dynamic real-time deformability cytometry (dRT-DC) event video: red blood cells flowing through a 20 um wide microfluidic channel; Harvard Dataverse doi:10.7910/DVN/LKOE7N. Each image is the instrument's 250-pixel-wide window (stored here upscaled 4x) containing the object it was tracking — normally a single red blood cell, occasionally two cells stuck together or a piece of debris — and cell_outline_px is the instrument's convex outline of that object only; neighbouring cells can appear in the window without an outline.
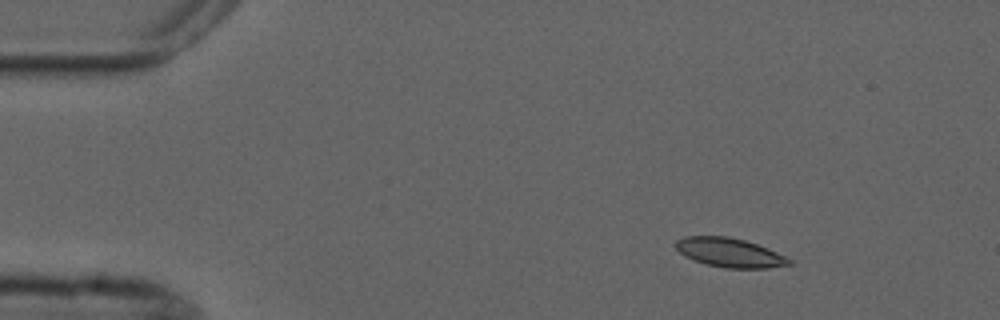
{"species": "common noctule bat (a hibernating species)", "species_latin": "Nyctalus noctula", "temperature_condition": "cold", "stored_images_in_passage": 9, "camera_frame_rate_fps": 3000, "um_per_image_px": 0.085, "animal": {"sex": "male", "forearm_length_mm": 52.5}, "frame": {"image": 1, "passage_image": 2, "time_ms": 1.333, "image_size_px": [1000, 320], "cell_outline_px": [[792, 264], [768, 268], [724, 268], [708, 264], [684, 256], [676, 248], [676, 240], [684, 236], [728, 236], [744, 240], [768, 248], [792, 260]], "centroid_in_image_um": [62.02, 21.47], "position_along_channel_um": 23.0, "area_um2": 19.07}}
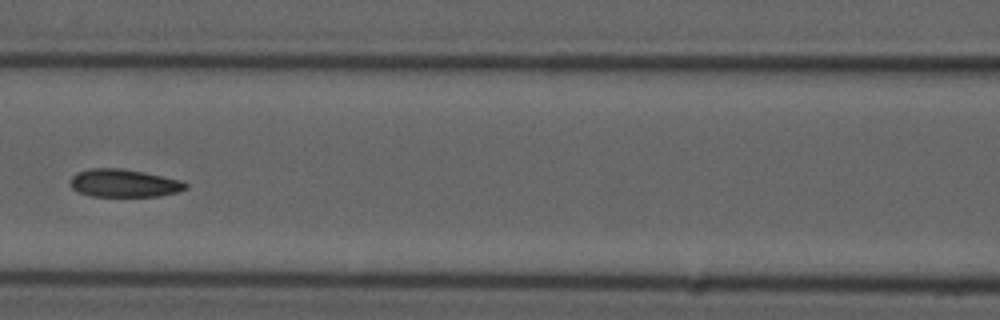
{"frame": {"image": 2, "passage_image": 6, "time_ms": 7.0, "image_size_px": [1000, 320], "cell_outline_px": [[188, 188], [176, 192], [156, 196], [92, 196], [76, 192], [72, 188], [68, 180], [72, 176], [80, 172], [92, 168], [120, 168], [144, 172], [180, 180], [188, 184]], "centroid_in_image_um": [10.5, 15.57], "position_along_channel_um": 156.1, "area_um2": 18.67}}
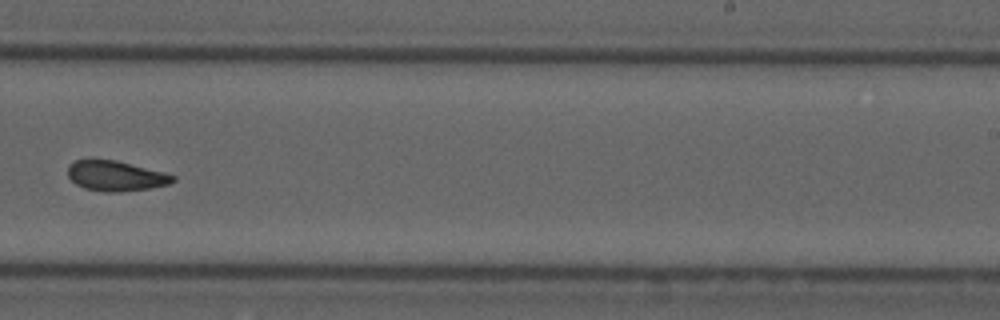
{"frame": {"image": 3, "passage_image": 9, "time_ms": 10.333, "image_size_px": [1000, 320], "cell_outline_px": [[176, 180], [168, 184], [148, 188], [120, 192], [104, 192], [84, 188], [76, 184], [68, 176], [68, 164], [76, 160], [116, 160], [164, 172], [176, 176]], "centroid_in_image_um": [9.83, 14.95], "position_along_channel_um": 279.2, "area_um2": 18.38}}